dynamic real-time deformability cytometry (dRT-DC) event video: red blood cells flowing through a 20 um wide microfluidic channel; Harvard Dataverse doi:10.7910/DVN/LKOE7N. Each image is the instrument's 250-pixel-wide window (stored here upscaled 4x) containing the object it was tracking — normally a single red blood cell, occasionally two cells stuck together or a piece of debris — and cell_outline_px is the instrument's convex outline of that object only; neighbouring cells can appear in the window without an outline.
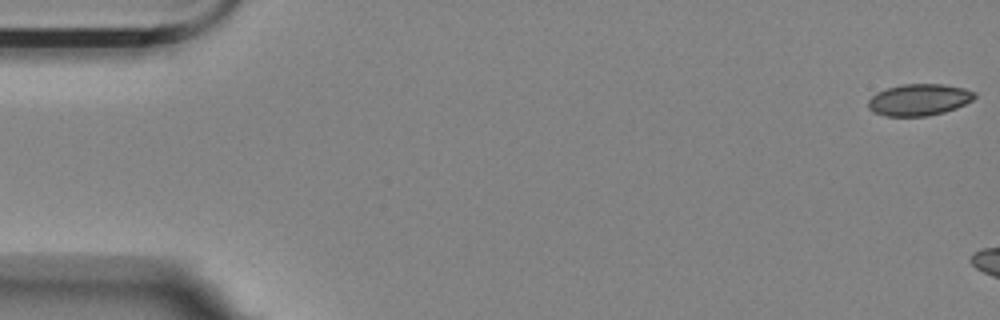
{"species": "Egyptian fruit bat (a non-hibernating species)", "species_latin": "Rousettus aegyptiacus", "temperature_condition": "room temperature", "stored_images_in_passage": 7, "camera_frame_rate_fps": 3000, "um_per_image_px": 0.085, "animal": {"sex": "female"}, "frame": {"image": 1, "passage_image": 1, "time_ms": 0.0, "image_size_px": [1000, 320], "cell_outline_px": [[976, 96], [972, 100], [956, 108], [944, 112], [928, 116], [884, 116], [872, 112], [868, 108], [868, 100], [876, 92], [888, 88], [904, 84], [944, 84], [964, 88], [976, 92]], "centroid_in_image_um": [78.11, 8.48], "position_along_channel_um": 6.9, "area_um2": 19.71}}